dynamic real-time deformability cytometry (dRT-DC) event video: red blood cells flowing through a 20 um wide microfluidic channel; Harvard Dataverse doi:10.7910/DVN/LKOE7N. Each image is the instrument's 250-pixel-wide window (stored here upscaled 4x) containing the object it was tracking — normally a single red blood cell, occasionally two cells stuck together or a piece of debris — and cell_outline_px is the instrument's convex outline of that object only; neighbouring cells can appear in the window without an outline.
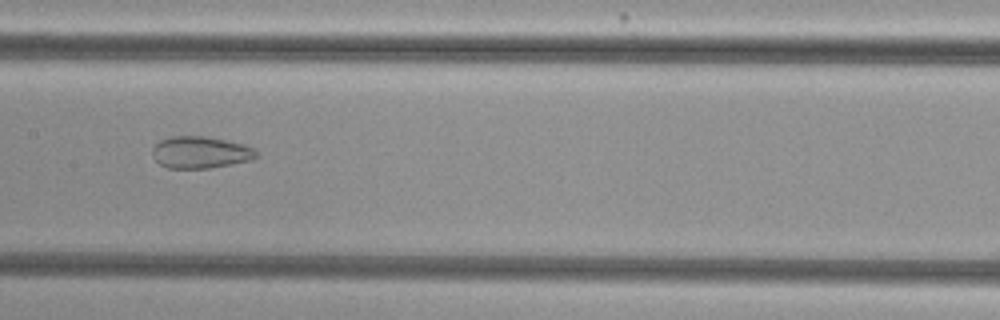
{"species": "common noctule bat (a hibernating species)", "species_latin": "Nyctalus noctula", "temperature_condition": "cold", "stored_images_in_passage": 41, "camera_frame_rate_fps": 3000, "um_per_image_px": 0.085, "animal": {"sex": "female", "body_mass_g": 29.2, "forearm_length_mm": 56.3}, "frame": {"image": 1, "passage_image": 14, "time_ms": 4.333, "image_size_px": [1000, 320], "cell_outline_px": [[256, 156], [252, 160], [208, 168], [168, 168], [160, 164], [152, 156], [152, 148], [160, 140], [172, 136], [204, 136], [224, 140], [240, 144], [252, 148], [256, 152]], "centroid_in_image_um": [16.98, 12.95], "position_along_channel_um": 190.4, "area_um2": 19.02}}
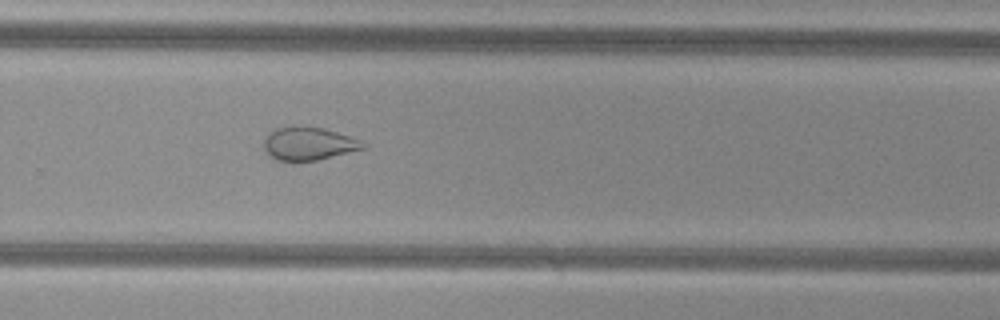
{"frame": {"image": 2, "passage_image": 23, "time_ms": 7.333, "image_size_px": [1000, 320], "cell_outline_px": [[368, 144], [364, 148], [316, 160], [292, 164], [276, 160], [264, 148], [264, 140], [276, 128], [324, 128], [360, 140]], "centroid_in_image_um": [26.23, 12.27], "position_along_channel_um": 303.6, "area_um2": 18.73}}
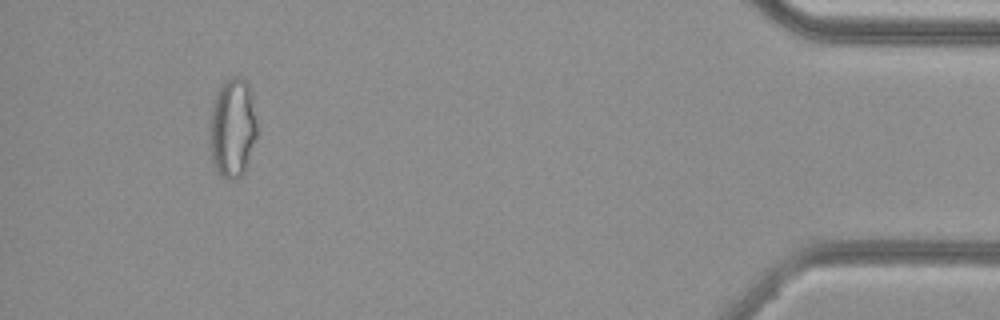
{"frame": {"image": 3, "passage_image": 37, "time_ms": 12.0, "image_size_px": [1000, 320], "cell_outline_px": [[256, 140], [244, 172], [240, 176], [232, 180], [228, 180], [212, 164], [212, 104], [216, 92], [224, 80], [228, 76], [240, 76], [248, 84], [252, 92], [256, 120]], "centroid_in_image_um": [19.81, 10.81], "position_along_channel_um": 415.4, "area_um2": 27.05}, "authors_computed_cell_mechanics": {"area_um2": 24.1604, "velocity_mm_per_s": 3.7817, "shape_relaxation_time_tau1_ms": null, "shape_relaxation_time_tau2_ms": 2.3482, "deformation_change_tau1": null, "deformation_change_tau2": 0.0967}}